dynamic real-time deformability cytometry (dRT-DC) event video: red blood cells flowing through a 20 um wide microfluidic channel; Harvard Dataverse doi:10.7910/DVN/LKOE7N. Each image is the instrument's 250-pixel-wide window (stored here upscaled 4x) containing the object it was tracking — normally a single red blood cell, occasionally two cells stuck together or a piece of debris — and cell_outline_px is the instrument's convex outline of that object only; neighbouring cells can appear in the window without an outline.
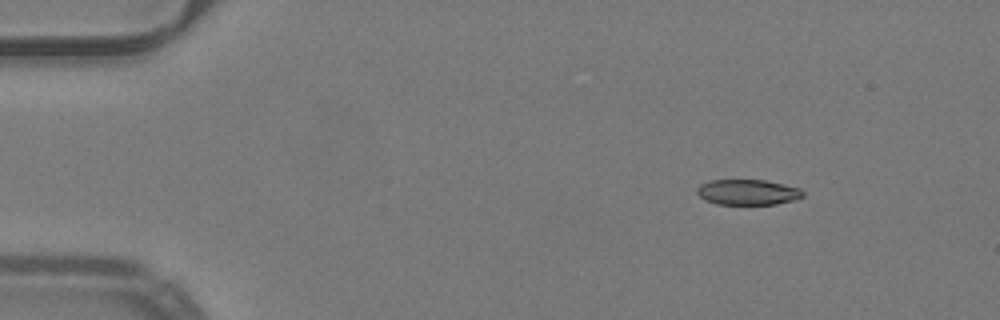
{"species": "common noctule bat (a hibernating species)", "species_latin": "Nyctalus noctula", "temperature_condition": "warm", "stored_images_in_passage": 46, "camera_frame_rate_fps": 3000, "um_per_image_px": 0.085, "animal": {"sex": "male", "body_mass_g": 19.2, "forearm_length_mm": 51.8}, "frame": {"image": 1, "passage_image": 1, "time_ms": 0.0, "image_size_px": [1000, 320], "cell_outline_px": [[804, 196], [792, 200], [776, 204], [716, 204], [704, 200], [696, 192], [696, 188], [700, 184], [712, 180], [764, 180], [784, 184], [800, 188], [804, 192]], "centroid_in_image_um": [63.54, 16.33], "position_along_channel_um": 21.5, "area_um2": 15.72}}
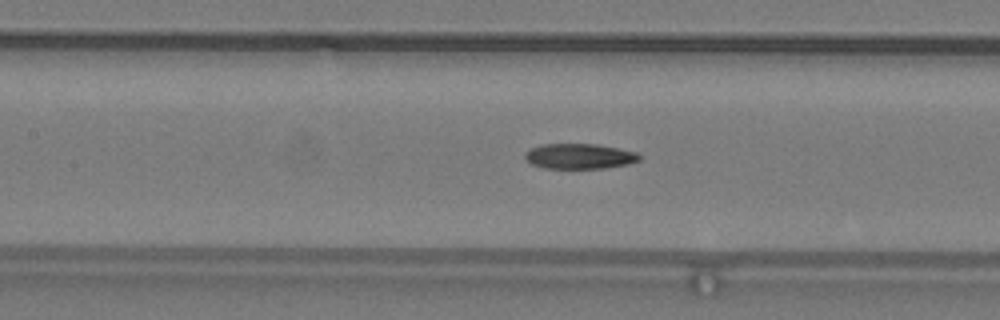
{"frame": {"image": 2, "passage_image": 18, "time_ms": 5.667, "image_size_px": [1000, 320], "cell_outline_px": [[640, 160], [628, 164], [604, 168], [544, 168], [532, 164], [524, 156], [524, 152], [540, 144], [596, 144], [636, 152], [640, 156]], "centroid_in_image_um": [49.23, 13.28], "position_along_channel_um": 158.2, "area_um2": 16.7}}
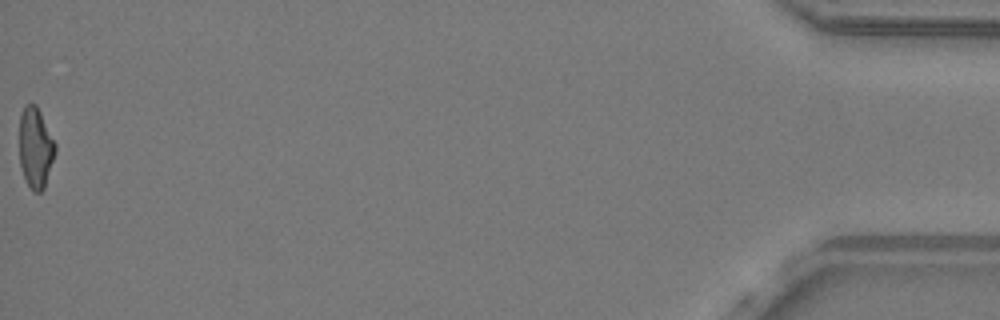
{"frame": {"image": 3, "passage_image": 46, "time_ms": 15.0, "image_size_px": [1000, 320], "cell_outline_px": [[56, 152], [44, 188], [40, 192], [32, 192], [24, 176], [20, 164], [20, 116], [24, 104], [36, 104], [56, 144]], "centroid_in_image_um": [3.02, 12.56], "position_along_channel_um": 432.2, "area_um2": 16.76}, "authors_computed_cell_mechanics": {"area_um2": 17.34, "velocity_mm_per_s": 4.0307, "shape_relaxation_time_tau1_ms": 6.5354, "shape_relaxation_time_tau2_ms": 3.3085, "deformation_change_tau1": 0.1823, "deformation_change_tau2": 0.1118}}